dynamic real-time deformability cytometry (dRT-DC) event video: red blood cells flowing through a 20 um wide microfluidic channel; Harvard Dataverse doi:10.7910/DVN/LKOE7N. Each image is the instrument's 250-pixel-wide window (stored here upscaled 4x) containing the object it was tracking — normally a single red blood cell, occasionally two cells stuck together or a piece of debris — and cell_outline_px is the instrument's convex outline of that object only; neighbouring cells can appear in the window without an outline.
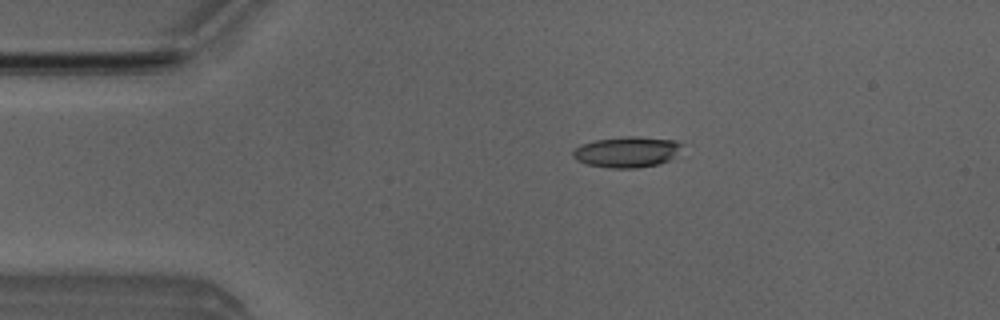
{"species": "Egyptian fruit bat (a non-hibernating species)", "species_latin": "Rousettus aegyptiacus", "temperature_condition": "room temperature", "stored_images_in_passage": 42, "camera_frame_rate_fps": 3000, "um_per_image_px": 0.085, "animal": {"sex": "male"}, "frame": {"image": 1, "passage_image": 1, "time_ms": 0.0, "image_size_px": [1000, 320], "cell_outline_px": [[684, 144], [668, 160], [660, 164], [636, 168], [612, 168], [588, 164], [576, 160], [572, 156], [572, 152], [580, 144], [596, 140], [628, 136], [636, 136], [672, 140]], "centroid_in_image_um": [53.25, 12.91], "position_along_channel_um": 31.8, "area_um2": 19.31}}
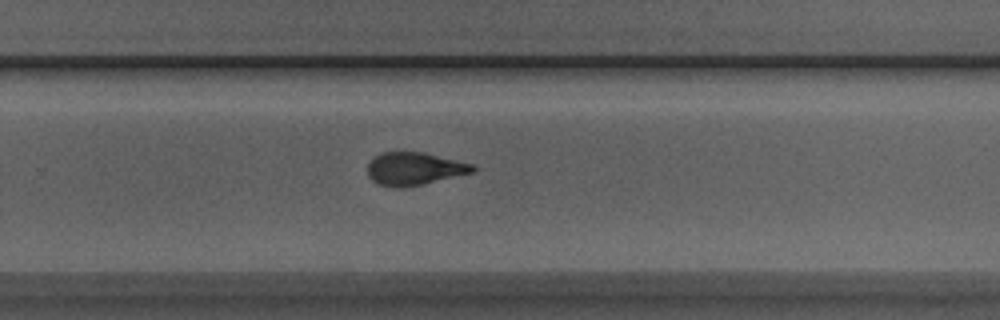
{"frame": {"image": 2, "passage_image": 24, "time_ms": 7.667, "image_size_px": [1000, 320], "cell_outline_px": [[476, 172], [404, 188], [392, 188], [376, 184], [368, 176], [368, 164], [380, 152], [424, 152], [476, 164]], "centroid_in_image_um": [35.25, 14.35], "position_along_channel_um": 294.5, "area_um2": 20.46}}
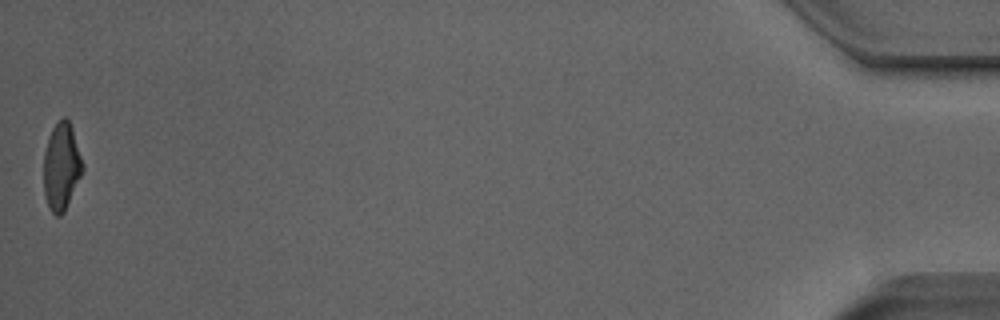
{"frame": {"image": 3, "passage_image": 42, "time_ms": 13.667, "image_size_px": [1000, 320], "cell_outline_px": [[84, 168], [64, 212], [60, 216], [56, 216], [52, 212], [48, 204], [44, 192], [44, 152], [52, 128], [64, 116], [68, 120], [72, 128], [84, 164]], "centroid_in_image_um": [5.23, 14.15], "position_along_channel_um": 430.0, "area_um2": 19.48}, "authors_computed_cell_mechanics": {"area_um2": 20.2589, "velocity_mm_per_s": 3.9995, "shape_relaxation_time_tau1_ms": 5.5102, "shape_relaxation_time_tau2_ms": 1.9227, "deformation_change_tau1": 0.1782, "deformation_change_tau2": 0.1034}}